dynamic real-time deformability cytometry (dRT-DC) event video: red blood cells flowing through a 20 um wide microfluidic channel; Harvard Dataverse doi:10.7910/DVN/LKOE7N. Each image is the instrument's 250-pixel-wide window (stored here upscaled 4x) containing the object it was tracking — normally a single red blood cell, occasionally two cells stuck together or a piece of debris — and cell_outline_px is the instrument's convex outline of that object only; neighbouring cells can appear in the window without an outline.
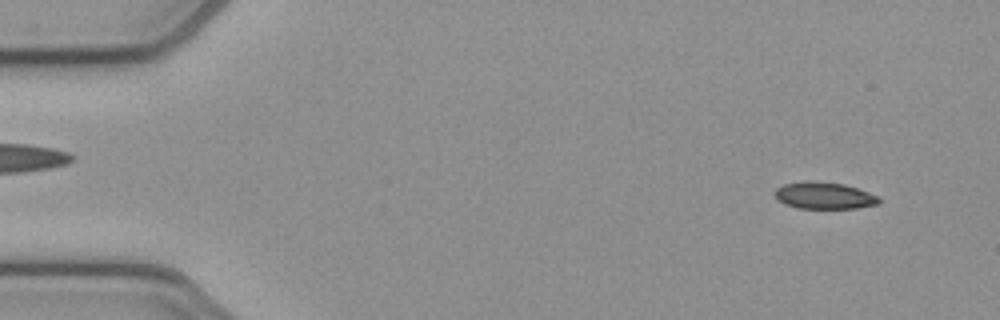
{"species": "common noctule bat (a hibernating species)", "species_latin": "Nyctalus noctula", "temperature_condition": "cold", "stored_images_in_passage": 53, "camera_frame_rate_fps": 3000, "um_per_image_px": 0.085, "animal": {"sex": "female", "body_mass_g": 21.9}, "frame": {"image": 1, "passage_image": 4, "time_ms": 1.0, "image_size_px": [1000, 320], "cell_outline_px": [[880, 204], [856, 208], [800, 208], [784, 204], [776, 200], [776, 188], [784, 184], [804, 180], [816, 180], [844, 184], [880, 196]], "centroid_in_image_um": [70.06, 16.61], "position_along_channel_um": 14.9, "area_um2": 16.47}}
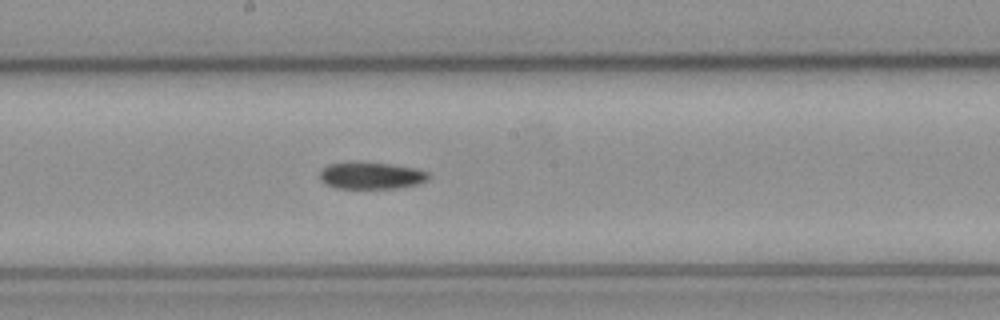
{"frame": {"image": 2, "passage_image": 28, "time_ms": 9.0, "image_size_px": [1000, 320], "cell_outline_px": [[432, 176], [428, 180], [420, 184], [400, 188], [336, 188], [324, 184], [320, 180], [320, 168], [328, 164], [392, 164], [416, 168], [428, 172]], "centroid_in_image_um": [31.61, 14.96], "position_along_channel_um": 216.6, "area_um2": 16.88}}
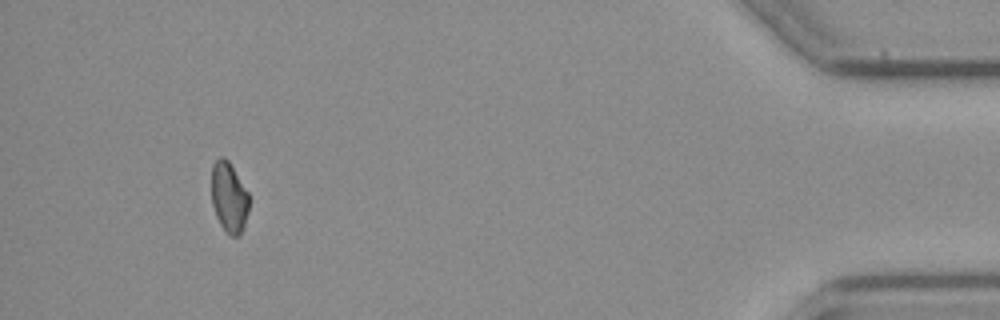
{"frame": {"image": 3, "passage_image": 49, "time_ms": 16.0, "image_size_px": [1000, 320], "cell_outline_px": [[248, 212], [244, 228], [240, 236], [228, 236], [220, 224], [216, 216], [212, 204], [212, 164], [220, 156], [224, 156], [228, 160], [248, 192]], "centroid_in_image_um": [19.46, 16.8], "position_along_channel_um": 415.7, "area_um2": 15.49}}